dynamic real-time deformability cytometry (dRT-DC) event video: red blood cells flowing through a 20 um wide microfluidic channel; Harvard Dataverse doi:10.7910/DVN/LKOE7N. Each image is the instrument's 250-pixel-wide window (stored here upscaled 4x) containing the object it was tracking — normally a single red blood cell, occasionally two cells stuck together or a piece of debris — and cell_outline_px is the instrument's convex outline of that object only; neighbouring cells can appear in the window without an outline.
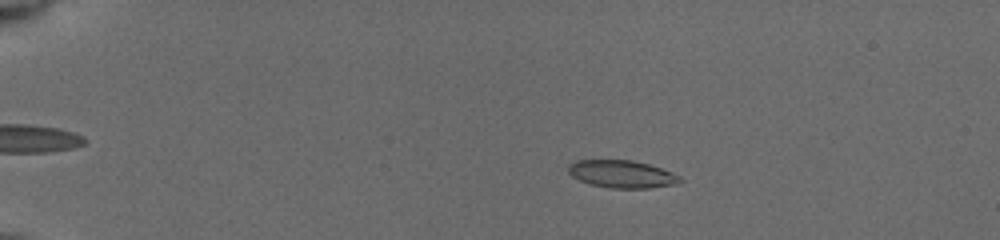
{"species": "common noctule bat (a hibernating species)", "species_latin": "Nyctalus noctula", "temperature_condition": "cold", "stored_images_in_passage": 49, "camera_frame_rate_fps": 3000, "um_per_image_px": 0.085, "animal": {"sex": "female", "body_mass_g": 19.5, "forearm_length_mm": 54.1}, "frame": {"image": 1, "passage_image": 17, "time_ms": 4.0, "image_size_px": [1000, 240], "cell_outline_px": [[684, 180], [676, 184], [648, 188], [608, 188], [592, 184], [580, 180], [572, 176], [568, 172], [568, 164], [576, 160], [632, 160], [648, 164], [672, 172], [680, 176]], "centroid_in_image_um": [52.86, 14.79], "position_along_channel_um": 32.1, "area_um2": 17.92}}
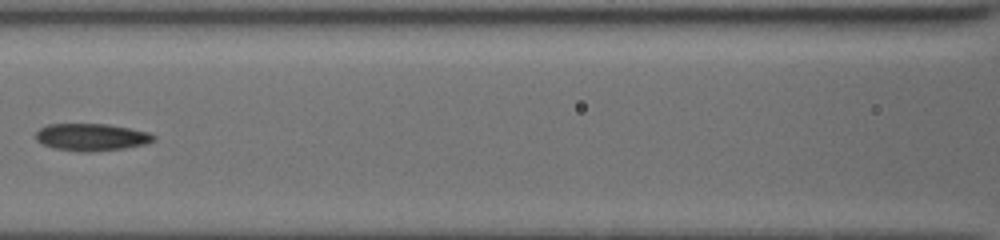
{"frame": {"image": 2, "passage_image": 32, "time_ms": 9.333, "image_size_px": [1000, 240], "cell_outline_px": [[156, 140], [144, 144], [124, 148], [92, 152], [80, 152], [52, 148], [36, 140], [36, 132], [40, 128], [48, 124], [108, 124], [148, 132], [156, 136]], "centroid_in_image_um": [7.77, 11.66], "position_along_channel_um": 158.8, "area_um2": 18.73}}
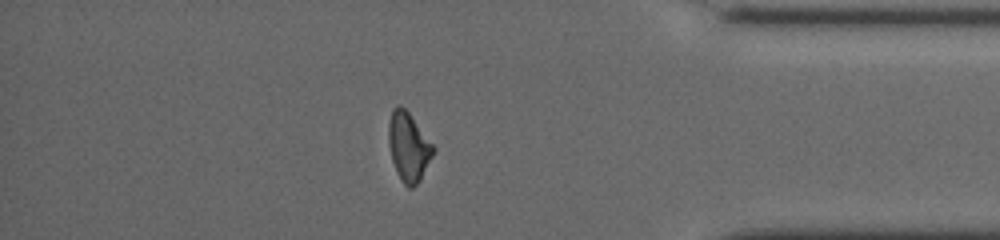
{"frame": {"image": 3, "passage_image": 45, "time_ms": 16.0, "image_size_px": [1000, 240], "cell_outline_px": [[436, 148], [420, 180], [412, 188], [408, 188], [400, 180], [396, 172], [392, 160], [388, 144], [388, 124], [392, 108], [396, 104], [400, 104], [408, 112]], "centroid_in_image_um": [34.7, 12.47], "position_along_channel_um": 400.5, "area_um2": 17.98}, "authors_computed_cell_mechanics": {"area_um2": 18.2648, "velocity_mm_per_s": 3.9492, "shape_relaxation_time_tau1_ms": 3.574, "shape_relaxation_time_tau2_ms": 8.4311, "deformation_change_tau1": 0.125, "deformation_change_tau2": 0.1199}}